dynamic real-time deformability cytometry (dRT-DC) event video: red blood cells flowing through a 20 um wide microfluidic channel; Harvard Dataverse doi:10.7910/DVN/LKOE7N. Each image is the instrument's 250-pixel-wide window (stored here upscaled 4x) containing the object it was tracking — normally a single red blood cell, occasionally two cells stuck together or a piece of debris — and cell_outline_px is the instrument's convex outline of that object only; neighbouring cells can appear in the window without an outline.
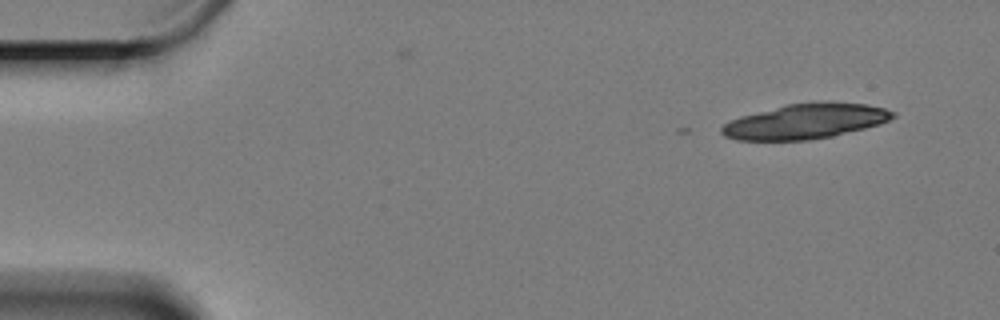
{"species": "Egyptian fruit bat (a non-hibernating species)", "species_latin": "Rousettus aegyptiacus", "temperature_condition": "cold", "stored_images_in_passage": 2, "camera_frame_rate_fps": 3000, "um_per_image_px": 0.085, "animal": {"sex": "female"}, "frame": {"image": 1, "passage_image": 2, "time_ms": 0.333, "image_size_px": [1000, 320], "cell_outline_px": [[896, 116], [880, 124], [832, 136], [808, 140], [736, 140], [724, 136], [720, 132], [720, 128], [724, 124], [740, 116], [784, 104], [820, 100], [832, 100], [868, 104], [884, 108], [896, 112]], "centroid_in_image_um": [68.48, 10.28], "position_along_channel_um": 16.5, "area_um2": 35.55}}